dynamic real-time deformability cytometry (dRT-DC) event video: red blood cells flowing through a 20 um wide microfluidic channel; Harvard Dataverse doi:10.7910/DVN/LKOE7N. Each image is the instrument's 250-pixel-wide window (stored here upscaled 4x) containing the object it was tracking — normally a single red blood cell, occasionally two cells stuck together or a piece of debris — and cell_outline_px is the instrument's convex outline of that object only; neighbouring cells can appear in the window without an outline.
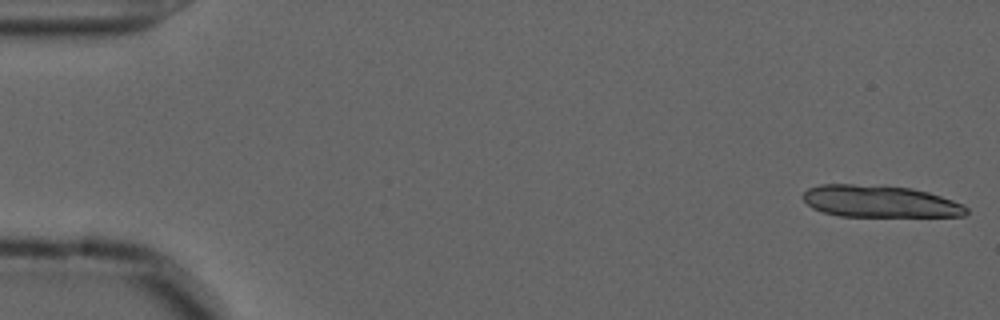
{"species": "common noctule bat (a hibernating species)", "species_latin": "Nyctalus noctula", "temperature_condition": "cold", "stored_images_in_passage": 16, "camera_frame_rate_fps": 3000, "um_per_image_px": 0.085, "animal": {"sex": "male", "forearm_length_mm": 52.5}, "frame": {"image": 1, "passage_image": 1, "time_ms": 0.0, "image_size_px": [1000, 320], "cell_outline_px": [[968, 212], [964, 216], [840, 216], [824, 212], [812, 208], [800, 196], [808, 188], [820, 184], [852, 184], [912, 188], [928, 192], [964, 204], [968, 208]], "centroid_in_image_um": [74.77, 17.12], "position_along_channel_um": 10.2, "area_um2": 30.35}}